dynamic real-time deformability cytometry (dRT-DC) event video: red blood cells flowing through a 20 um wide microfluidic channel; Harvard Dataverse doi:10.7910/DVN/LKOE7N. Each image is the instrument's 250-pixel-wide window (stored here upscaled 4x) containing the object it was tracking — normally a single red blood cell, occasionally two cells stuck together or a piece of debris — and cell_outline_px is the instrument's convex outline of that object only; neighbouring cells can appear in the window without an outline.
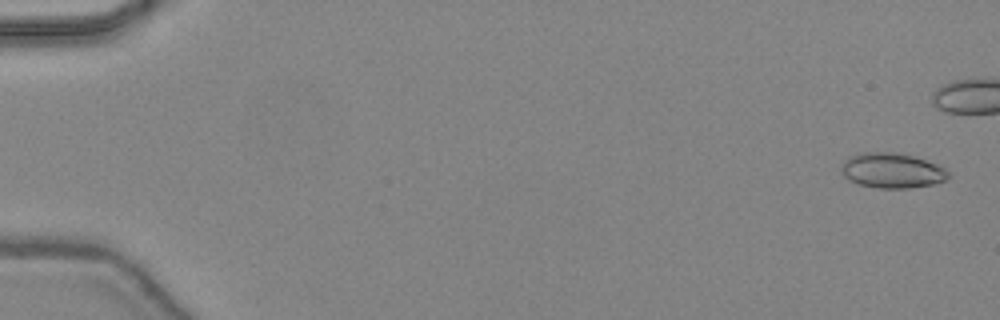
{"species": "common noctule bat (a hibernating species)", "species_latin": "Nyctalus noctula", "temperature_condition": "warm", "stored_images_in_passage": 10, "camera_frame_rate_fps": 3000, "um_per_image_px": 0.085, "animal": {"sex": "female", "body_mass_g": 24.6, "forearm_length_mm": 56.2}, "frame": {"image": 1, "passage_image": 2, "time_ms": 0.333, "image_size_px": [1000, 320], "cell_outline_px": [[948, 176], [944, 180], [932, 184], [908, 188], [880, 188], [860, 184], [848, 180], [840, 172], [840, 168], [844, 160], [848, 156], [860, 152], [896, 152], [912, 156], [936, 164], [944, 168], [948, 172]], "centroid_in_image_um": [75.75, 14.48], "position_along_channel_um": 9.3, "area_um2": 21.79}}